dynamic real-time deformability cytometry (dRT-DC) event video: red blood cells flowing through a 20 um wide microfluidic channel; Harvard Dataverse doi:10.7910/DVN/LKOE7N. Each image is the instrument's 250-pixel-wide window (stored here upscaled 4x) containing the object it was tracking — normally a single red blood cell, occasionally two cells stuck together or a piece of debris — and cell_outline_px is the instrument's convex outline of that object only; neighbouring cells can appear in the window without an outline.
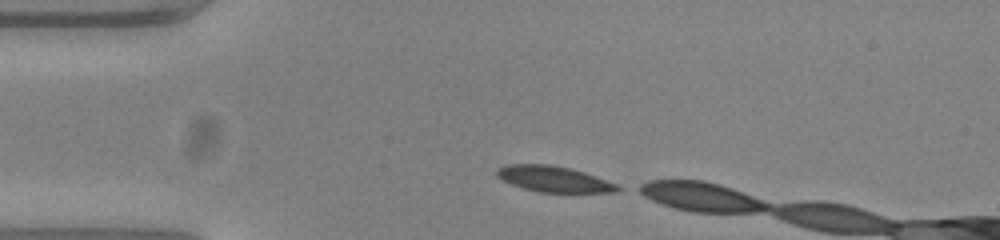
{"species": "common noctule bat (a hibernating species)", "species_latin": "Nyctalus noctula", "temperature_condition": "warm", "stored_images_in_passage": 4, "camera_frame_rate_fps": 3000, "um_per_image_px": 0.085, "animal": {"sex": "female", "body_mass_g": 23.0, "forearm_length_mm": 53.4}, "frame": {"image": 1, "passage_image": 1, "time_ms": 0.0, "image_size_px": [1000, 240], "cell_outline_px": [[624, 188], [616, 192], [540, 192], [524, 188], [512, 184], [496, 176], [496, 168], [504, 164], [548, 164], [568, 168], [584, 172], [616, 184]], "centroid_in_image_um": [47.05, 15.21], "position_along_channel_um": 38.0, "area_um2": 18.03}}